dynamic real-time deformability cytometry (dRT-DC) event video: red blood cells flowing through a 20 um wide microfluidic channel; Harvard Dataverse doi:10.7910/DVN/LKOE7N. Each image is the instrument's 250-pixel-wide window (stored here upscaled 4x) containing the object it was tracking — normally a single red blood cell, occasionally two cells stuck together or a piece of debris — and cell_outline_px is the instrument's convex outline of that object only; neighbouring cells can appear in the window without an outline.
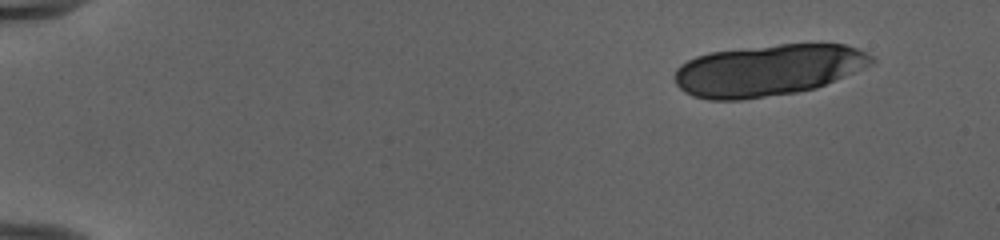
{"species": "human", "species_latin": "Homo sapiens", "temperature_condition": "cold", "stored_images_in_passage": 17, "camera_frame_rate_fps": 3000, "um_per_image_px": 0.085, "donor": {"sex": "female"}, "frame": {"image": 1, "passage_image": 1, "time_ms": 0.0, "image_size_px": [1000, 240], "cell_outline_px": [[876, 60], [872, 64], [816, 88], [796, 92], [740, 100], [708, 100], [692, 96], [684, 92], [676, 84], [676, 68], [680, 64], [696, 56], [712, 52], [780, 44], [844, 44], [860, 48], [868, 52]], "centroid_in_image_um": [65.28, 5.97], "position_along_channel_um": 19.7, "area_um2": 58.9}}